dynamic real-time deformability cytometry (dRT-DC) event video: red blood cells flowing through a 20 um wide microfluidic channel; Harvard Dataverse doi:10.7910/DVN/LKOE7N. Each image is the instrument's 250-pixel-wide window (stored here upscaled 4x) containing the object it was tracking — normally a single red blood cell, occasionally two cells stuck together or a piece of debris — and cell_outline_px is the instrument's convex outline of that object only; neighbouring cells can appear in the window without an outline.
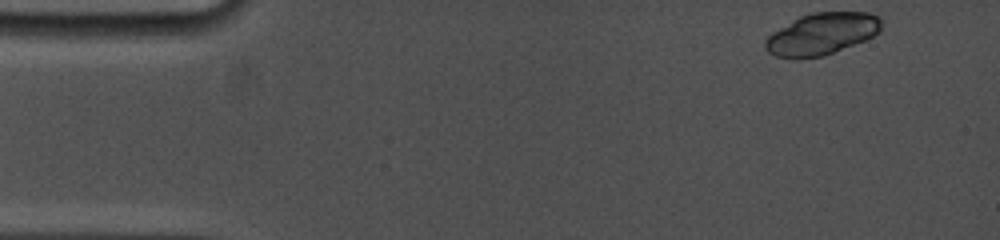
{"species": "common noctule bat (a hibernating species)", "species_latin": "Nyctalus noctula", "temperature_condition": "cold", "stored_images_in_passage": 15, "camera_frame_rate_fps": 5000, "um_per_image_px": 0.085, "animal": {"sex": "female", "body_mass_g": 19.0, "forearm_length_mm": 53.3}, "frame": {"image": 1, "passage_image": 1, "time_ms": 0.0, "image_size_px": [1000, 240], "cell_outline_px": [[880, 32], [864, 40], [824, 56], [796, 60], [776, 56], [768, 52], [764, 48], [764, 40], [772, 32], [800, 16], [812, 12], [868, 12], [880, 16]], "centroid_in_image_um": [69.81, 2.9], "position_along_channel_um": 15.2, "area_um2": 28.5}}